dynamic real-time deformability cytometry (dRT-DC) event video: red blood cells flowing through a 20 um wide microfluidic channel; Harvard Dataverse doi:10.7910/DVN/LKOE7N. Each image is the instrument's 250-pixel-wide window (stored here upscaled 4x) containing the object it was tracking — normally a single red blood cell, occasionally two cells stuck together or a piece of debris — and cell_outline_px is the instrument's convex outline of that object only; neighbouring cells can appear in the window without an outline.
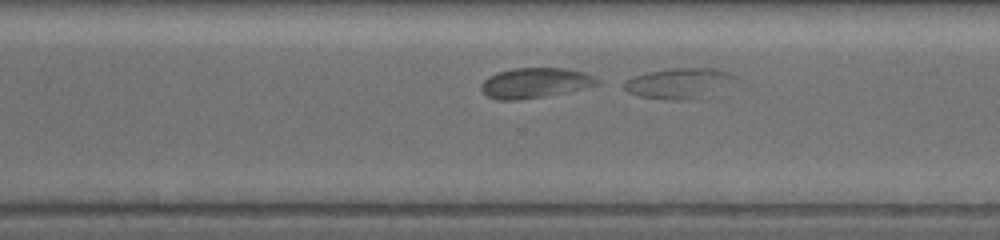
{"species": "common noctule bat (a hibernating species)", "species_latin": "Nyctalus noctula", "temperature_condition": "warm", "stored_images_in_passage": 33, "segment_of_instrument_passage": [2, 2], "camera_frame_rate_fps": 3000, "um_per_image_px": 0.085, "animal": {"sex": "female", "body_mass_g": 19.5, "forearm_length_mm": 54.1}, "frame": {"image": 1, "passage_image": 26, "time_ms": 8.667, "image_size_px": [1000, 240], "cell_outline_px": [[736, 76], [700, 100], [668, 100], [640, 96], [628, 92], [624, 88], [624, 80], [632, 76], [648, 72], [672, 68], [712, 68]], "centroid_in_image_um": [57.57, 7.09], "position_along_channel_um": 313.0, "area_um2": 19.25}}